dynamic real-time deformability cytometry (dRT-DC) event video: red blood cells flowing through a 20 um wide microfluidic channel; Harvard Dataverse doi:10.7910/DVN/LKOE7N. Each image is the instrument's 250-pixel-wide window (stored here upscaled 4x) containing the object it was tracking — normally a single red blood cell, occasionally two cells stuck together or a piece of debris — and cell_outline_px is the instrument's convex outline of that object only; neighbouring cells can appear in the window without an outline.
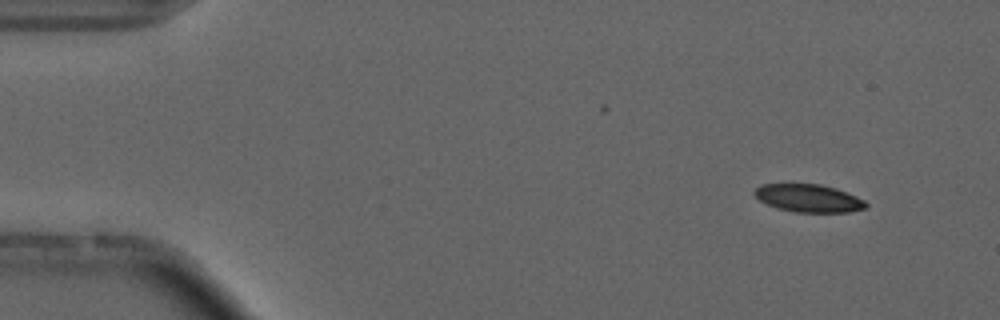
{"species": "common noctule bat (a hibernating species)", "species_latin": "Nyctalus noctula", "temperature_condition": "cold", "stored_images_in_passage": 3, "camera_frame_rate_fps": 3000, "um_per_image_px": 0.085, "animal": {"sex": "male", "forearm_length_mm": 52.5}, "frame": {"image": 1, "passage_image": 1, "time_ms": 0.0, "image_size_px": [1000, 320], "cell_outline_px": [[868, 208], [848, 212], [792, 212], [776, 208], [760, 200], [752, 192], [760, 184], [820, 184], [836, 188], [856, 196], [864, 200], [868, 204]], "centroid_in_image_um": [68.74, 16.85], "position_along_channel_um": 16.3, "area_um2": 18.15}}